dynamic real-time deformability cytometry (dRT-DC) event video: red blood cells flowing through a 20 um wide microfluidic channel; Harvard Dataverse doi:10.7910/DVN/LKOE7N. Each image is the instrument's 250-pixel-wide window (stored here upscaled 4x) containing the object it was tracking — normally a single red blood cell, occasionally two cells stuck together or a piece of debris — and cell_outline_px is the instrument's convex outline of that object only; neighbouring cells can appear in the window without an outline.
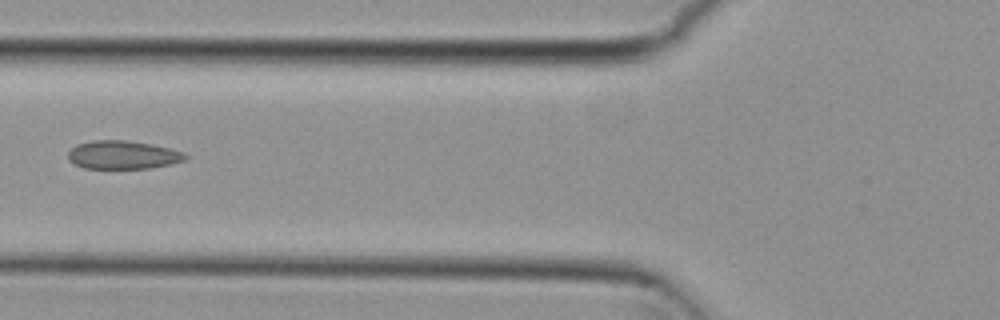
{"species": "common noctule bat (a hibernating species)", "species_latin": "Nyctalus noctula", "temperature_condition": "cold", "stored_images_in_passage": 5, "camera_frame_rate_fps": 3000, "um_per_image_px": 0.085, "animal": {"sex": "female", "body_mass_g": 29.2, "forearm_length_mm": 56.3}, "frame": {"image": 1, "passage_image": 5, "time_ms": 1.333, "image_size_px": [1000, 320], "cell_outline_px": [[188, 156], [184, 160], [168, 164], [148, 168], [84, 168], [68, 160], [68, 152], [76, 144], [92, 140], [124, 140], [148, 144], [168, 148], [184, 152]], "centroid_in_image_um": [10.4, 13.16], "position_along_channel_um": 115.4, "area_um2": 19.07}}